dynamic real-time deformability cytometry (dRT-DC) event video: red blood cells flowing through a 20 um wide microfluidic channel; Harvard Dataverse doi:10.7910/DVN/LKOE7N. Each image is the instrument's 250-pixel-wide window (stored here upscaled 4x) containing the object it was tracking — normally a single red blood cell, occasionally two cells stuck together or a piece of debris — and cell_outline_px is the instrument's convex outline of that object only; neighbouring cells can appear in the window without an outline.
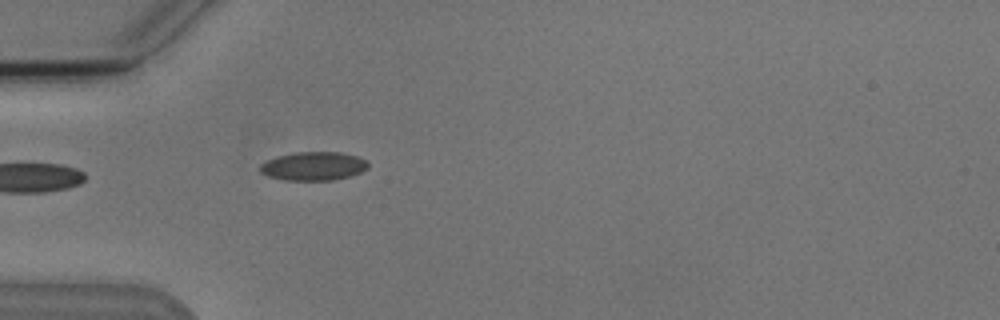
{"species": "Egyptian fruit bat (a non-hibernating species)", "species_latin": "Rousettus aegyptiacus", "temperature_condition": "cold", "stored_images_in_passage": 4, "segment_of_instrument_passage": [2, 2], "camera_frame_rate_fps": 3000, "um_per_image_px": 0.085, "animal": {"sex": "male"}, "frame": {"image": 1, "passage_image": 4, "time_ms": 4.333, "image_size_px": [1000, 320], "cell_outline_px": [[368, 168], [360, 172], [348, 176], [332, 180], [284, 180], [268, 176], [260, 172], [260, 164], [268, 160], [280, 156], [296, 152], [340, 152], [356, 156], [364, 160], [368, 164]], "centroid_in_image_um": [26.63, 14.12], "position_along_channel_um": 58.4, "area_um2": 17.74}}